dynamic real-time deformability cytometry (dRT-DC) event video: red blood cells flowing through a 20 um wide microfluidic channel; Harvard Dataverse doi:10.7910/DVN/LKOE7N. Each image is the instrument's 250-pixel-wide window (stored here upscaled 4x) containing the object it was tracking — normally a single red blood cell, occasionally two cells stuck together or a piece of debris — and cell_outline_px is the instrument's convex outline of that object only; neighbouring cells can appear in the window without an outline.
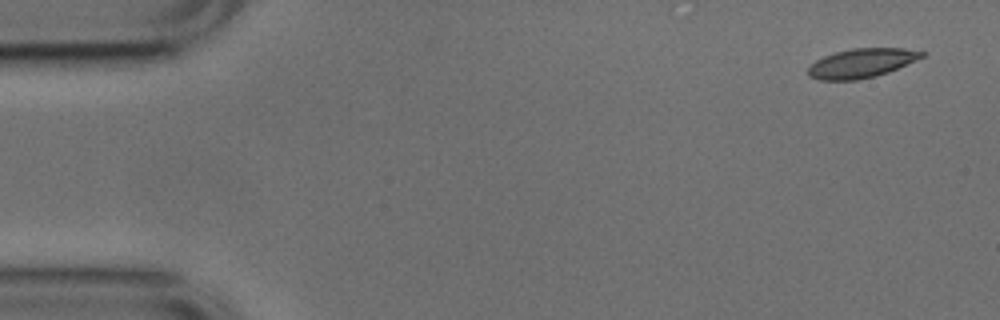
{"species": "common noctule bat (a hibernating species)", "species_latin": "Nyctalus noctula", "temperature_condition": "cold", "stored_images_in_passage": 41, "camera_frame_rate_fps": 3000, "um_per_image_px": 0.085, "animal": {"sex": "male", "body_mass_g": 17.9, "forearm_length_mm": 54.2}, "frame": {"image": 1, "passage_image": 1, "time_ms": 0.0, "image_size_px": [1000, 320], "cell_outline_px": [[928, 52], [924, 56], [888, 72], [876, 76], [856, 80], [820, 80], [808, 76], [808, 68], [816, 60], [824, 56], [836, 52], [852, 48], [904, 48]], "centroid_in_image_um": [73.23, 5.36], "position_along_channel_um": 11.8, "area_um2": 19.25}}
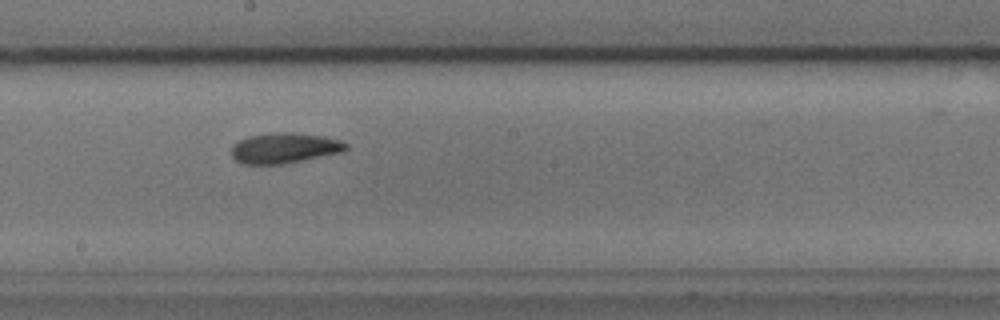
{"frame": {"image": 2, "passage_image": 27, "time_ms": 8.667, "image_size_px": [1000, 320], "cell_outline_px": [[348, 148], [344, 152], [284, 164], [244, 164], [236, 160], [232, 156], [232, 148], [240, 140], [248, 136], [280, 132], [296, 132], [324, 136], [340, 140], [348, 144]], "centroid_in_image_um": [24.24, 12.58], "position_along_channel_um": 224.0, "area_um2": 20.35}}
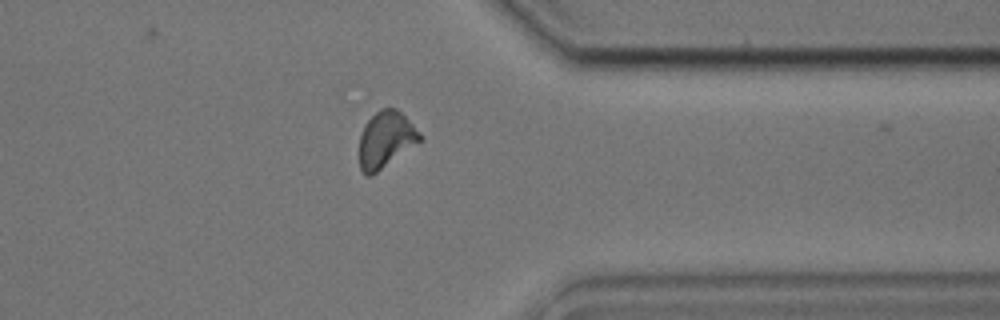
{"frame": {"image": 3, "passage_image": 40, "time_ms": 13.0, "image_size_px": [1000, 320], "cell_outline_px": [[424, 140], [372, 176], [368, 176], [360, 168], [360, 132], [364, 124], [380, 108], [396, 108], [424, 136]], "centroid_in_image_um": [32.82, 11.88], "position_along_channel_um": 378.6, "area_um2": 20.11}}